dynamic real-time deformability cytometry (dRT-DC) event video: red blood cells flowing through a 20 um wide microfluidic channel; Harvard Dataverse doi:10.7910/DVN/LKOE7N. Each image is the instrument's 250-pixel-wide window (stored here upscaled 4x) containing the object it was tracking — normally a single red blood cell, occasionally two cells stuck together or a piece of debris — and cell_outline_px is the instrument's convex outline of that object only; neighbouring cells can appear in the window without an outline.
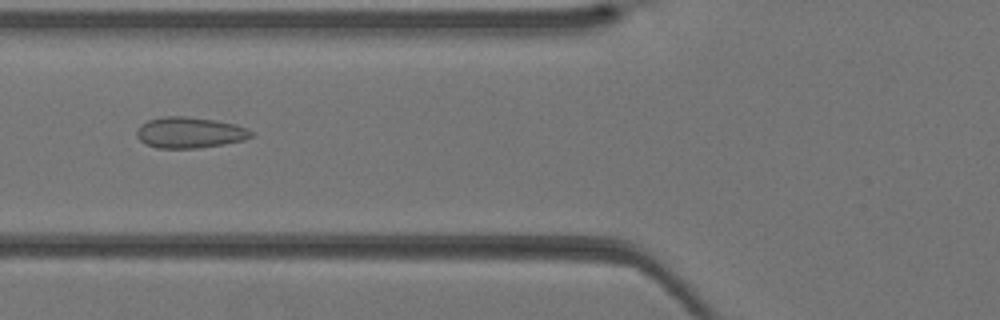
{"species": "Egyptian fruit bat (a non-hibernating species)", "species_latin": "Rousettus aegyptiacus", "temperature_condition": "warm", "stored_images_in_passage": 41, "camera_frame_rate_fps": 3000, "um_per_image_px": 0.085, "animal": {"sex": "female"}, "frame": {"image": 1, "passage_image": 16, "time_ms": 5.0, "image_size_px": [1000, 320], "cell_outline_px": [[256, 136], [244, 140], [224, 144], [196, 148], [156, 148], [144, 144], [136, 136], [136, 132], [140, 124], [148, 120], [164, 116], [184, 116], [216, 120], [236, 124], [248, 128]], "centroid_in_image_um": [16.13, 11.27], "position_along_channel_um": 109.7, "area_um2": 20.92}}
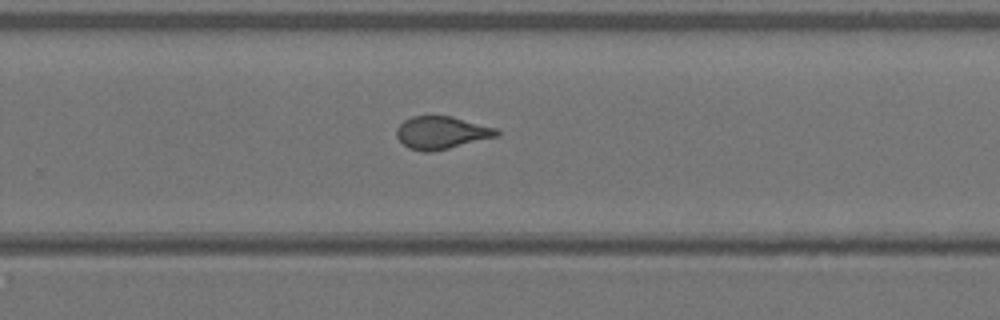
{"frame": {"image": 2, "passage_image": 27, "time_ms": 8.667, "image_size_px": [1000, 320], "cell_outline_px": [[500, 136], [448, 148], [428, 152], [424, 152], [408, 148], [396, 136], [396, 128], [404, 120], [412, 116], [452, 116], [496, 128], [500, 132]], "centroid_in_image_um": [37.53, 11.27], "position_along_channel_um": 292.3, "area_um2": 19.02}}
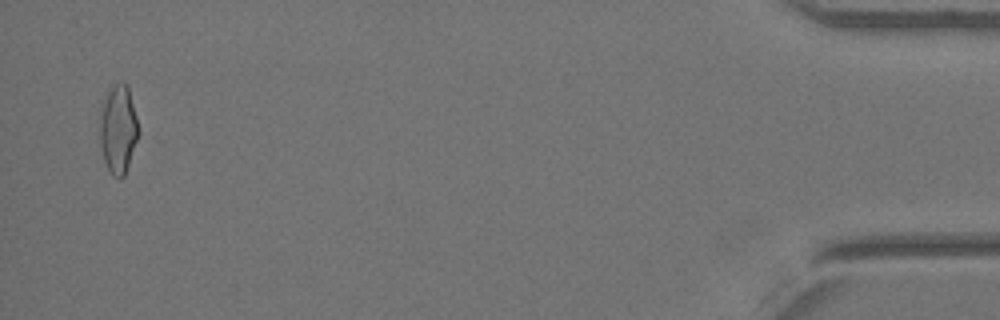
{"frame": {"image": 3, "passage_image": 40, "time_ms": 13.0, "image_size_px": [1000, 320], "cell_outline_px": [[136, 140], [124, 176], [120, 180], [112, 176], [104, 160], [100, 144], [100, 120], [104, 100], [108, 92], [116, 84], [128, 84], [136, 116]], "centroid_in_image_um": [10.02, 11.02], "position_along_channel_um": 425.2, "area_um2": 19.13}}